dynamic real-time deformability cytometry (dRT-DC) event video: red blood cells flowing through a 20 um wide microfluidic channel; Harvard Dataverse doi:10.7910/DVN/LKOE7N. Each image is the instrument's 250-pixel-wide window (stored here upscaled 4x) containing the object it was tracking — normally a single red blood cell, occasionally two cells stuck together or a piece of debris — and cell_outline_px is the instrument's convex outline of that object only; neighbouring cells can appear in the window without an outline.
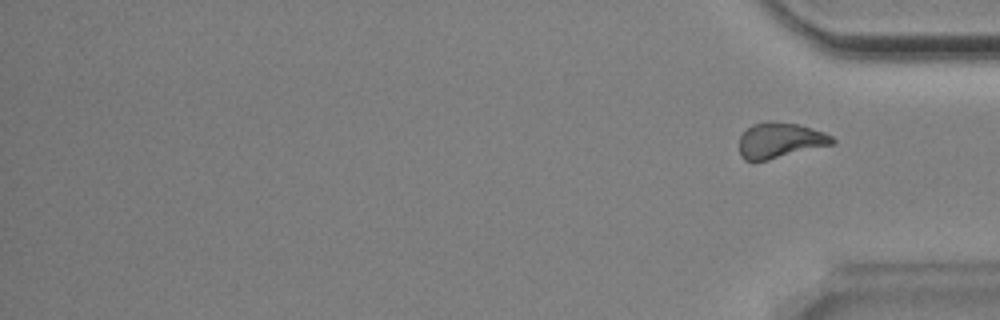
{"species": "Egyptian fruit bat (a non-hibernating species)", "species_latin": "Rousettus aegyptiacus", "temperature_condition": "room temperature", "stored_images_in_passage": 51, "segment_of_instrument_passage": [2, 2], "camera_frame_rate_fps": 3000, "um_per_image_px": 0.085, "animal": {"sex": "male"}, "frame": {"image": 1, "passage_image": 51, "time_ms": 16.667, "image_size_px": [1000, 320], "cell_outline_px": [[836, 140], [832, 144], [752, 164], [744, 160], [740, 156], [740, 136], [752, 124], [764, 120], [772, 120], [800, 124], [824, 132], [832, 136]], "centroid_in_image_um": [66.26, 11.93], "position_along_channel_um": 368.9, "area_um2": 19.65}}